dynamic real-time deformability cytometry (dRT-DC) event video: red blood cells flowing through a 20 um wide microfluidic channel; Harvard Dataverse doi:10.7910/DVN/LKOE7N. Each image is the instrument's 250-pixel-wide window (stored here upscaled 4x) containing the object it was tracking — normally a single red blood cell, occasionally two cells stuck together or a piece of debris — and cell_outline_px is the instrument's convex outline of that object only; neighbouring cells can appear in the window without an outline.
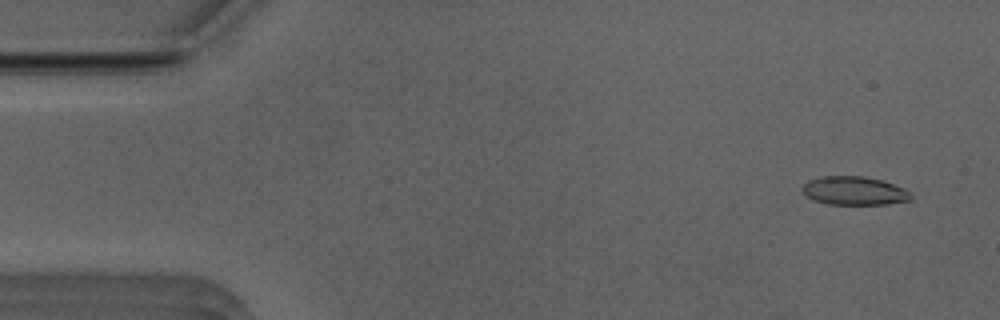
{"species": "Egyptian fruit bat (a non-hibernating species)", "species_latin": "Rousettus aegyptiacus", "temperature_condition": "room temperature", "stored_images_in_passage": 31, "camera_frame_rate_fps": 3000, "um_per_image_px": 0.085, "animal": {"sex": "male"}, "frame": {"image": 1, "passage_image": 3, "time_ms": 0.667, "image_size_px": [1000, 320], "cell_outline_px": [[912, 196], [908, 200], [888, 204], [828, 204], [816, 200], [808, 196], [800, 188], [808, 180], [820, 176], [864, 176], [880, 180], [904, 188]], "centroid_in_image_um": [72.58, 16.2], "position_along_channel_um": 12.4, "area_um2": 17.8}}
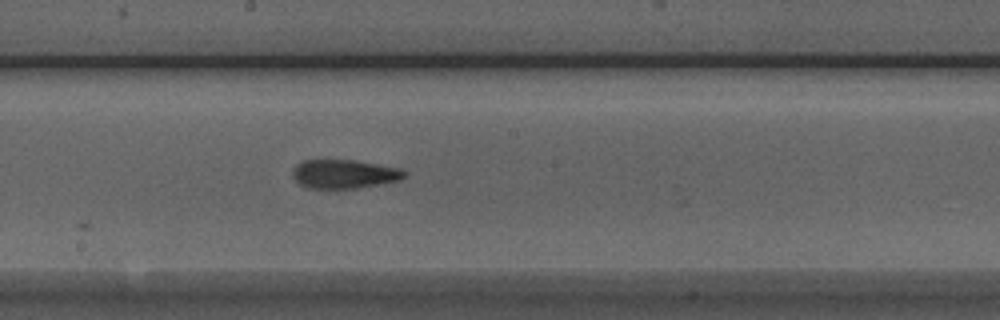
{"frame": {"image": 2, "passage_image": 27, "time_ms": 8.667, "image_size_px": [1000, 320], "cell_outline_px": [[408, 176], [400, 180], [356, 188], [308, 188], [300, 184], [292, 176], [292, 172], [296, 164], [304, 160], [352, 160], [400, 168], [408, 172]], "centroid_in_image_um": [29.27, 14.79], "position_along_channel_um": 218.9, "area_um2": 18.73}}
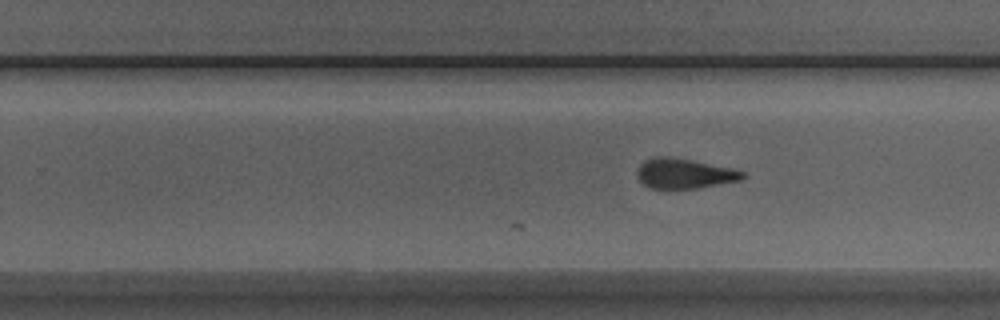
{"frame": {"image": 3, "passage_image": 31, "time_ms": 10.0, "image_size_px": [1000, 320], "cell_outline_px": [[748, 176], [740, 180], [696, 188], [648, 188], [636, 176], [636, 172], [640, 164], [644, 160], [660, 156], [664, 156], [692, 160], [732, 168], [744, 172]], "centroid_in_image_um": [58.16, 14.74], "position_along_channel_um": 271.6, "area_um2": 18.32}}